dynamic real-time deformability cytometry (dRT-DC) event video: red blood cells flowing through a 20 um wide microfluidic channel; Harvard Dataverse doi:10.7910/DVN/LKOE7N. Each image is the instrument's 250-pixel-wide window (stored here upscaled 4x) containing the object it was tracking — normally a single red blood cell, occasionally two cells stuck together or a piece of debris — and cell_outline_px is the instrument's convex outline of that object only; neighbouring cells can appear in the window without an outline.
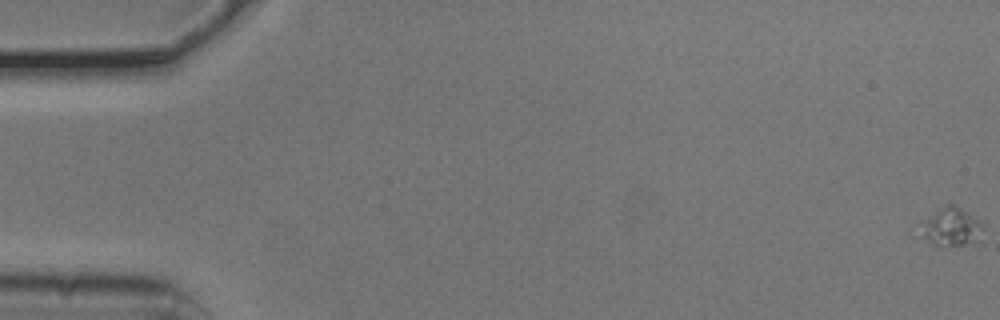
{"species": "common noctule bat (a hibernating species)", "species_latin": "Nyctalus noctula", "temperature_condition": "cold", "stored_images_in_passage": 5, "camera_frame_rate_fps": 3000, "um_per_image_px": 0.085, "animal": {"sex": "male", "body_mass_g": 20.5, "forearm_length_mm": 52.5}, "frame": {"image": 1, "passage_image": 1, "time_ms": 0.0, "image_size_px": [1000, 320], "cell_outline_px": [[984, 228], [976, 240], [964, 244], [940, 248], [920, 236], [928, 220], [948, 204], [956, 204], [976, 220]], "centroid_in_image_um": [80.88, 19.35], "position_along_channel_um": 4.1, "area_um2": 12.95}}